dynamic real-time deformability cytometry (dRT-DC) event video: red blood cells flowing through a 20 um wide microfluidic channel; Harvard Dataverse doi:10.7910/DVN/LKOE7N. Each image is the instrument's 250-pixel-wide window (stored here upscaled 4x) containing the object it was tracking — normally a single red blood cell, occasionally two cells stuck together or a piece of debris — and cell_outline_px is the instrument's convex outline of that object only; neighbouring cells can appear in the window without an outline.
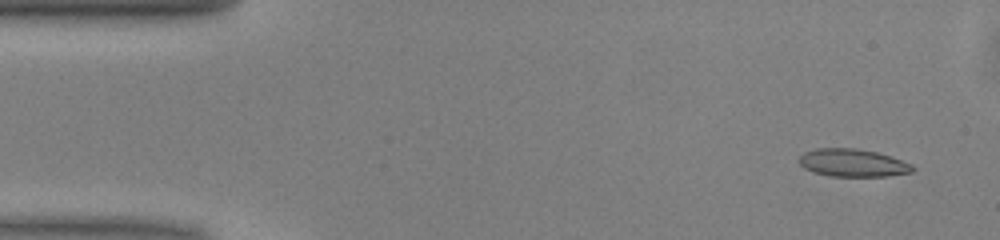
{"species": "common noctule bat (a hibernating species)", "species_latin": "Nyctalus noctula", "temperature_condition": "warm", "stored_images_in_passage": 50, "camera_frame_rate_fps": 3000, "um_per_image_px": 0.085, "animal": {"sex": "male", "body_mass_g": 13.0, "forearm_length_mm": 53.1}, "frame": {"image": 1, "passage_image": 3, "time_ms": 0.667, "image_size_px": [1000, 240], "cell_outline_px": [[916, 168], [912, 172], [888, 176], [832, 176], [812, 172], [804, 168], [796, 160], [804, 152], [816, 148], [856, 148], [876, 152], [892, 156], [912, 164]], "centroid_in_image_um": [72.48, 13.84], "position_along_channel_um": 12.5, "area_um2": 18.55}}
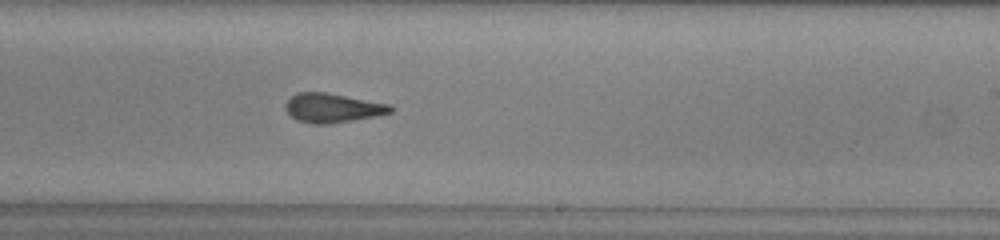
{"frame": {"image": 2, "passage_image": 29, "time_ms": 9.333, "image_size_px": [1000, 240], "cell_outline_px": [[392, 112], [376, 116], [328, 124], [312, 124], [300, 120], [292, 116], [284, 108], [288, 100], [296, 92], [324, 92], [392, 104]], "centroid_in_image_um": [28.29, 9.17], "position_along_channel_um": 260.7, "area_um2": 17.69}}
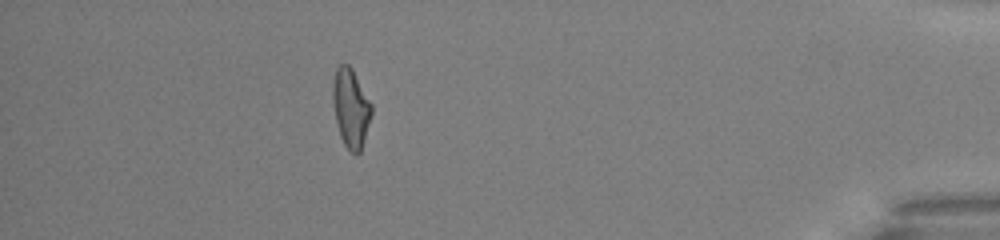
{"frame": {"image": 3, "passage_image": 44, "time_ms": 14.333, "image_size_px": [1000, 240], "cell_outline_px": [[372, 116], [360, 152], [356, 156], [344, 144], [340, 136], [336, 124], [332, 104], [332, 84], [336, 68], [340, 64], [348, 64], [352, 68], [372, 104]], "centroid_in_image_um": [29.81, 9.18], "position_along_channel_um": 405.4, "area_um2": 18.03}, "authors_computed_cell_mechanics": {"area_um2": 18.0336, "velocity_mm_per_s": 4.0685, "shape_relaxation_time_tau1_ms": null, "shape_relaxation_time_tau2_ms": 2.3016, "deformation_change_tau1": null, "deformation_change_tau2": 0.1164}}